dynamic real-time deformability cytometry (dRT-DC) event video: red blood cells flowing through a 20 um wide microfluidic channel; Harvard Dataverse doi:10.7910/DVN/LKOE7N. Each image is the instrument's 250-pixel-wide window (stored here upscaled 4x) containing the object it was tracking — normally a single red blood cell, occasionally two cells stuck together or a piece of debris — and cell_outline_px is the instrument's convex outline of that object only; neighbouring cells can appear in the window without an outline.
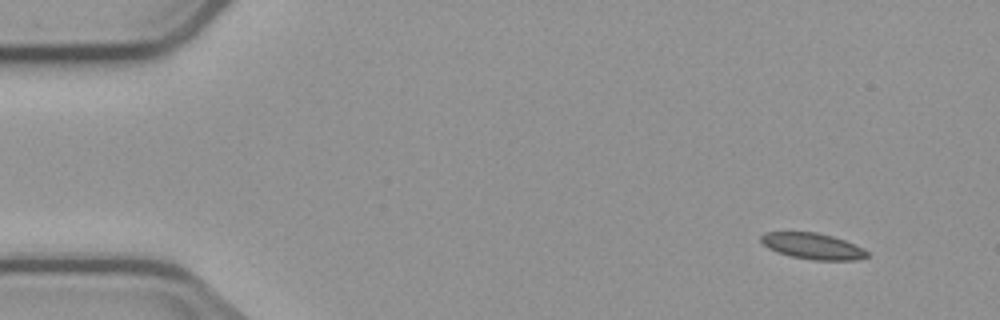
{"species": "common noctule bat (a hibernating species)", "species_latin": "Nyctalus noctula", "temperature_condition": "cold", "stored_images_in_passage": 5, "camera_frame_rate_fps": 3000, "um_per_image_px": 0.085, "animal": {"sex": "male", "body_mass_g": 23.1, "forearm_length_mm": 52.7}, "frame": {"image": 1, "passage_image": 1, "time_ms": 0.0, "image_size_px": [1000, 320], "cell_outline_px": [[868, 256], [856, 260], [812, 260], [792, 256], [776, 252], [768, 248], [760, 240], [760, 236], [764, 232], [816, 232], [832, 236], [844, 240], [864, 248], [868, 252]], "centroid_in_image_um": [69.07, 20.92], "position_along_channel_um": 15.9, "area_um2": 16.13}}
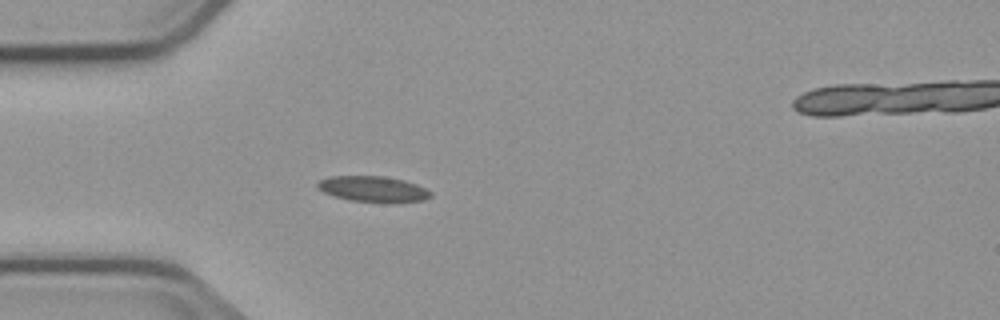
{"frame": {"image": 2, "passage_image": 4, "time_ms": 3.667, "image_size_px": [1000, 320], "cell_outline_px": [[432, 196], [424, 200], [384, 204], [348, 200], [324, 192], [316, 188], [316, 184], [320, 180], [328, 176], [384, 176], [404, 180], [416, 184], [432, 192]], "centroid_in_image_um": [31.72, 16.09], "position_along_channel_um": 53.3, "area_um2": 17.34}}